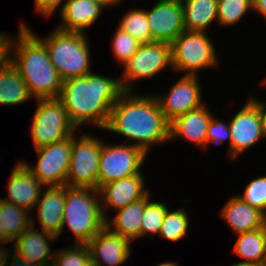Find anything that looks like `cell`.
<instances>
[{"label": "cell", "mask_w": 266, "mask_h": 266, "mask_svg": "<svg viewBox=\"0 0 266 266\" xmlns=\"http://www.w3.org/2000/svg\"><path fill=\"white\" fill-rule=\"evenodd\" d=\"M156 266H179L178 263L176 262H173V261H167V262H162V263H159L158 265Z\"/></svg>", "instance_id": "bcb514c9"}, {"label": "cell", "mask_w": 266, "mask_h": 266, "mask_svg": "<svg viewBox=\"0 0 266 266\" xmlns=\"http://www.w3.org/2000/svg\"><path fill=\"white\" fill-rule=\"evenodd\" d=\"M36 109L30 123L35 149L62 141L76 133L78 128L69 118L59 98L36 99Z\"/></svg>", "instance_id": "52a82bcc"}, {"label": "cell", "mask_w": 266, "mask_h": 266, "mask_svg": "<svg viewBox=\"0 0 266 266\" xmlns=\"http://www.w3.org/2000/svg\"><path fill=\"white\" fill-rule=\"evenodd\" d=\"M124 91L110 111L103 130L126 137L147 154L154 145L170 142V122L165 118L154 95ZM131 140V141H130Z\"/></svg>", "instance_id": "6da1fadb"}, {"label": "cell", "mask_w": 266, "mask_h": 266, "mask_svg": "<svg viewBox=\"0 0 266 266\" xmlns=\"http://www.w3.org/2000/svg\"><path fill=\"white\" fill-rule=\"evenodd\" d=\"M242 194H237L244 202L263 211L266 209V176L252 179L244 188Z\"/></svg>", "instance_id": "836d02e7"}, {"label": "cell", "mask_w": 266, "mask_h": 266, "mask_svg": "<svg viewBox=\"0 0 266 266\" xmlns=\"http://www.w3.org/2000/svg\"><path fill=\"white\" fill-rule=\"evenodd\" d=\"M106 8L95 0H65L59 9L61 24L56 28L68 32L86 33Z\"/></svg>", "instance_id": "d6986e66"}, {"label": "cell", "mask_w": 266, "mask_h": 266, "mask_svg": "<svg viewBox=\"0 0 266 266\" xmlns=\"http://www.w3.org/2000/svg\"><path fill=\"white\" fill-rule=\"evenodd\" d=\"M260 230L266 237V209L261 212Z\"/></svg>", "instance_id": "7bdbcfd3"}, {"label": "cell", "mask_w": 266, "mask_h": 266, "mask_svg": "<svg viewBox=\"0 0 266 266\" xmlns=\"http://www.w3.org/2000/svg\"><path fill=\"white\" fill-rule=\"evenodd\" d=\"M72 135L54 144L34 149L37 162L20 160L45 187L64 186L70 164Z\"/></svg>", "instance_id": "8fae6325"}, {"label": "cell", "mask_w": 266, "mask_h": 266, "mask_svg": "<svg viewBox=\"0 0 266 266\" xmlns=\"http://www.w3.org/2000/svg\"><path fill=\"white\" fill-rule=\"evenodd\" d=\"M32 100L28 86L18 70L8 60L0 68V105L16 106Z\"/></svg>", "instance_id": "cb8c5ba5"}, {"label": "cell", "mask_w": 266, "mask_h": 266, "mask_svg": "<svg viewBox=\"0 0 266 266\" xmlns=\"http://www.w3.org/2000/svg\"><path fill=\"white\" fill-rule=\"evenodd\" d=\"M144 177L143 174H134L104 184L98 189L100 193L101 210L105 220L109 218L107 211L111 210V208L117 211L128 204L145 198L150 193V190L145 186L146 182Z\"/></svg>", "instance_id": "9a60e30c"}, {"label": "cell", "mask_w": 266, "mask_h": 266, "mask_svg": "<svg viewBox=\"0 0 266 266\" xmlns=\"http://www.w3.org/2000/svg\"><path fill=\"white\" fill-rule=\"evenodd\" d=\"M122 67L119 79L123 90L136 91V81L158 76L167 67L172 70L171 44L156 41L141 44Z\"/></svg>", "instance_id": "ba28073f"}, {"label": "cell", "mask_w": 266, "mask_h": 266, "mask_svg": "<svg viewBox=\"0 0 266 266\" xmlns=\"http://www.w3.org/2000/svg\"><path fill=\"white\" fill-rule=\"evenodd\" d=\"M11 34L0 32V68L9 60V43Z\"/></svg>", "instance_id": "8d00e7d4"}, {"label": "cell", "mask_w": 266, "mask_h": 266, "mask_svg": "<svg viewBox=\"0 0 266 266\" xmlns=\"http://www.w3.org/2000/svg\"><path fill=\"white\" fill-rule=\"evenodd\" d=\"M31 213L0 198V221L7 238L13 243L31 227Z\"/></svg>", "instance_id": "4316f807"}, {"label": "cell", "mask_w": 266, "mask_h": 266, "mask_svg": "<svg viewBox=\"0 0 266 266\" xmlns=\"http://www.w3.org/2000/svg\"><path fill=\"white\" fill-rule=\"evenodd\" d=\"M226 140L229 141L228 147V158L230 159V141L231 133L229 129V123L222 122L217 116H213L207 129L206 136V149L210 147L209 145L216 144L222 145Z\"/></svg>", "instance_id": "e575fe53"}, {"label": "cell", "mask_w": 266, "mask_h": 266, "mask_svg": "<svg viewBox=\"0 0 266 266\" xmlns=\"http://www.w3.org/2000/svg\"><path fill=\"white\" fill-rule=\"evenodd\" d=\"M66 197V185L45 187L34 209L40 230L51 233L57 238L63 222V208Z\"/></svg>", "instance_id": "44dd1931"}, {"label": "cell", "mask_w": 266, "mask_h": 266, "mask_svg": "<svg viewBox=\"0 0 266 266\" xmlns=\"http://www.w3.org/2000/svg\"><path fill=\"white\" fill-rule=\"evenodd\" d=\"M4 226L2 225L0 221V243L6 244V243H12L6 236L5 231H4Z\"/></svg>", "instance_id": "ee69618b"}, {"label": "cell", "mask_w": 266, "mask_h": 266, "mask_svg": "<svg viewBox=\"0 0 266 266\" xmlns=\"http://www.w3.org/2000/svg\"><path fill=\"white\" fill-rule=\"evenodd\" d=\"M34 222L35 220L31 218V227L12 243L11 249L29 262L45 266L53 262L54 251L50 243L57 237L43 230L34 229L36 228Z\"/></svg>", "instance_id": "ffe728a7"}, {"label": "cell", "mask_w": 266, "mask_h": 266, "mask_svg": "<svg viewBox=\"0 0 266 266\" xmlns=\"http://www.w3.org/2000/svg\"><path fill=\"white\" fill-rule=\"evenodd\" d=\"M253 11L252 0H217L218 25L232 27Z\"/></svg>", "instance_id": "f546056e"}, {"label": "cell", "mask_w": 266, "mask_h": 266, "mask_svg": "<svg viewBox=\"0 0 266 266\" xmlns=\"http://www.w3.org/2000/svg\"><path fill=\"white\" fill-rule=\"evenodd\" d=\"M10 172L7 186V197L1 198L18 207L26 209L30 213L40 199L45 186L27 169L20 161L16 163ZM43 188V189H42Z\"/></svg>", "instance_id": "e0dca14e"}, {"label": "cell", "mask_w": 266, "mask_h": 266, "mask_svg": "<svg viewBox=\"0 0 266 266\" xmlns=\"http://www.w3.org/2000/svg\"><path fill=\"white\" fill-rule=\"evenodd\" d=\"M72 135L70 164L66 185L70 187H91L98 190L99 159L103 139L83 132Z\"/></svg>", "instance_id": "9c48e42d"}, {"label": "cell", "mask_w": 266, "mask_h": 266, "mask_svg": "<svg viewBox=\"0 0 266 266\" xmlns=\"http://www.w3.org/2000/svg\"><path fill=\"white\" fill-rule=\"evenodd\" d=\"M85 266H97L91 259L85 264Z\"/></svg>", "instance_id": "7dc6e473"}, {"label": "cell", "mask_w": 266, "mask_h": 266, "mask_svg": "<svg viewBox=\"0 0 266 266\" xmlns=\"http://www.w3.org/2000/svg\"><path fill=\"white\" fill-rule=\"evenodd\" d=\"M63 222L75 236L73 244H87L105 227V218L101 210L99 190L91 187H70L66 185V197L63 208Z\"/></svg>", "instance_id": "277c9868"}, {"label": "cell", "mask_w": 266, "mask_h": 266, "mask_svg": "<svg viewBox=\"0 0 266 266\" xmlns=\"http://www.w3.org/2000/svg\"><path fill=\"white\" fill-rule=\"evenodd\" d=\"M246 100L229 121L230 161L236 160L250 147L265 139L260 111L249 98Z\"/></svg>", "instance_id": "7c38bea8"}, {"label": "cell", "mask_w": 266, "mask_h": 266, "mask_svg": "<svg viewBox=\"0 0 266 266\" xmlns=\"http://www.w3.org/2000/svg\"><path fill=\"white\" fill-rule=\"evenodd\" d=\"M220 213L235 234L260 228L261 211L244 202L237 194L228 199Z\"/></svg>", "instance_id": "7402d4cb"}, {"label": "cell", "mask_w": 266, "mask_h": 266, "mask_svg": "<svg viewBox=\"0 0 266 266\" xmlns=\"http://www.w3.org/2000/svg\"><path fill=\"white\" fill-rule=\"evenodd\" d=\"M181 4L186 31L206 32L218 22L217 0H181Z\"/></svg>", "instance_id": "d4e9b609"}, {"label": "cell", "mask_w": 266, "mask_h": 266, "mask_svg": "<svg viewBox=\"0 0 266 266\" xmlns=\"http://www.w3.org/2000/svg\"><path fill=\"white\" fill-rule=\"evenodd\" d=\"M249 99L258 107L261 117H262V124H263V131L264 136L266 138V100H259L256 96H249Z\"/></svg>", "instance_id": "f35d334b"}, {"label": "cell", "mask_w": 266, "mask_h": 266, "mask_svg": "<svg viewBox=\"0 0 266 266\" xmlns=\"http://www.w3.org/2000/svg\"><path fill=\"white\" fill-rule=\"evenodd\" d=\"M0 243V266H6L12 251Z\"/></svg>", "instance_id": "60d3db41"}, {"label": "cell", "mask_w": 266, "mask_h": 266, "mask_svg": "<svg viewBox=\"0 0 266 266\" xmlns=\"http://www.w3.org/2000/svg\"><path fill=\"white\" fill-rule=\"evenodd\" d=\"M90 259L87 244H74L70 248L54 252L52 264L54 266H85Z\"/></svg>", "instance_id": "d6a6232c"}, {"label": "cell", "mask_w": 266, "mask_h": 266, "mask_svg": "<svg viewBox=\"0 0 266 266\" xmlns=\"http://www.w3.org/2000/svg\"><path fill=\"white\" fill-rule=\"evenodd\" d=\"M169 208L163 201L151 200V198L145 203L140 239L146 235L152 238L154 235L157 236L159 234L165 214Z\"/></svg>", "instance_id": "4dcf8cb0"}, {"label": "cell", "mask_w": 266, "mask_h": 266, "mask_svg": "<svg viewBox=\"0 0 266 266\" xmlns=\"http://www.w3.org/2000/svg\"><path fill=\"white\" fill-rule=\"evenodd\" d=\"M172 71L196 75L220 65L214 41L207 32L184 31L171 43Z\"/></svg>", "instance_id": "8992f818"}, {"label": "cell", "mask_w": 266, "mask_h": 266, "mask_svg": "<svg viewBox=\"0 0 266 266\" xmlns=\"http://www.w3.org/2000/svg\"><path fill=\"white\" fill-rule=\"evenodd\" d=\"M131 242L104 227L88 243L90 258L97 266H121L132 254Z\"/></svg>", "instance_id": "2e32d148"}, {"label": "cell", "mask_w": 266, "mask_h": 266, "mask_svg": "<svg viewBox=\"0 0 266 266\" xmlns=\"http://www.w3.org/2000/svg\"><path fill=\"white\" fill-rule=\"evenodd\" d=\"M65 0H34V9L46 18L54 15L55 11L63 5ZM53 14V15H52Z\"/></svg>", "instance_id": "d590c367"}, {"label": "cell", "mask_w": 266, "mask_h": 266, "mask_svg": "<svg viewBox=\"0 0 266 266\" xmlns=\"http://www.w3.org/2000/svg\"><path fill=\"white\" fill-rule=\"evenodd\" d=\"M146 16L152 42L171 44L186 31L181 0H157L153 7L146 9Z\"/></svg>", "instance_id": "5bb4252c"}, {"label": "cell", "mask_w": 266, "mask_h": 266, "mask_svg": "<svg viewBox=\"0 0 266 266\" xmlns=\"http://www.w3.org/2000/svg\"><path fill=\"white\" fill-rule=\"evenodd\" d=\"M213 116L206 103L178 116L170 122V141L184 139L205 150L207 129Z\"/></svg>", "instance_id": "ac0fdd59"}, {"label": "cell", "mask_w": 266, "mask_h": 266, "mask_svg": "<svg viewBox=\"0 0 266 266\" xmlns=\"http://www.w3.org/2000/svg\"><path fill=\"white\" fill-rule=\"evenodd\" d=\"M7 266H44V265H39L36 263L29 262L28 260L22 258L12 250L7 262Z\"/></svg>", "instance_id": "74e56055"}, {"label": "cell", "mask_w": 266, "mask_h": 266, "mask_svg": "<svg viewBox=\"0 0 266 266\" xmlns=\"http://www.w3.org/2000/svg\"><path fill=\"white\" fill-rule=\"evenodd\" d=\"M150 198L151 195L149 193L145 198L117 210L113 219L108 218L105 220V226L134 243L133 241L140 238L145 203Z\"/></svg>", "instance_id": "603a6c76"}, {"label": "cell", "mask_w": 266, "mask_h": 266, "mask_svg": "<svg viewBox=\"0 0 266 266\" xmlns=\"http://www.w3.org/2000/svg\"><path fill=\"white\" fill-rule=\"evenodd\" d=\"M111 40V50L119 65H124L142 44L119 26Z\"/></svg>", "instance_id": "1f68e13d"}, {"label": "cell", "mask_w": 266, "mask_h": 266, "mask_svg": "<svg viewBox=\"0 0 266 266\" xmlns=\"http://www.w3.org/2000/svg\"><path fill=\"white\" fill-rule=\"evenodd\" d=\"M230 266H266V262H264V263H242V262H237V263H234V264H232Z\"/></svg>", "instance_id": "f6af8a7d"}, {"label": "cell", "mask_w": 266, "mask_h": 266, "mask_svg": "<svg viewBox=\"0 0 266 266\" xmlns=\"http://www.w3.org/2000/svg\"><path fill=\"white\" fill-rule=\"evenodd\" d=\"M96 2L100 3L103 7H105L106 9H108L109 7H117L119 6L118 4H120L123 0H95Z\"/></svg>", "instance_id": "b9f144b4"}, {"label": "cell", "mask_w": 266, "mask_h": 266, "mask_svg": "<svg viewBox=\"0 0 266 266\" xmlns=\"http://www.w3.org/2000/svg\"><path fill=\"white\" fill-rule=\"evenodd\" d=\"M238 237L233 253L242 258V263H264L266 262V237L260 228L236 234Z\"/></svg>", "instance_id": "484cf974"}, {"label": "cell", "mask_w": 266, "mask_h": 266, "mask_svg": "<svg viewBox=\"0 0 266 266\" xmlns=\"http://www.w3.org/2000/svg\"><path fill=\"white\" fill-rule=\"evenodd\" d=\"M17 33L10 37L9 61L27 84L30 95L35 100L59 98L63 81L45 44L23 21Z\"/></svg>", "instance_id": "3957f363"}, {"label": "cell", "mask_w": 266, "mask_h": 266, "mask_svg": "<svg viewBox=\"0 0 266 266\" xmlns=\"http://www.w3.org/2000/svg\"><path fill=\"white\" fill-rule=\"evenodd\" d=\"M189 216L186 209L178 208L175 211L167 210L161 225L159 236L165 241L178 242L186 237L189 230Z\"/></svg>", "instance_id": "83f0119b"}, {"label": "cell", "mask_w": 266, "mask_h": 266, "mask_svg": "<svg viewBox=\"0 0 266 266\" xmlns=\"http://www.w3.org/2000/svg\"><path fill=\"white\" fill-rule=\"evenodd\" d=\"M129 10L122 15L118 26L142 44L152 42V34L147 21L146 9L132 8V10Z\"/></svg>", "instance_id": "f1b7e54d"}, {"label": "cell", "mask_w": 266, "mask_h": 266, "mask_svg": "<svg viewBox=\"0 0 266 266\" xmlns=\"http://www.w3.org/2000/svg\"><path fill=\"white\" fill-rule=\"evenodd\" d=\"M199 76L184 75L178 79L167 91L166 95H156V99L165 118L172 122L180 115L201 107L203 92L199 82Z\"/></svg>", "instance_id": "4fadbf2b"}, {"label": "cell", "mask_w": 266, "mask_h": 266, "mask_svg": "<svg viewBox=\"0 0 266 266\" xmlns=\"http://www.w3.org/2000/svg\"><path fill=\"white\" fill-rule=\"evenodd\" d=\"M253 10L266 20V0H252Z\"/></svg>", "instance_id": "ab89813d"}, {"label": "cell", "mask_w": 266, "mask_h": 266, "mask_svg": "<svg viewBox=\"0 0 266 266\" xmlns=\"http://www.w3.org/2000/svg\"><path fill=\"white\" fill-rule=\"evenodd\" d=\"M147 158V153L135 146L126 143L103 142L98 171V189L110 182L142 174L141 167Z\"/></svg>", "instance_id": "30bf717a"}, {"label": "cell", "mask_w": 266, "mask_h": 266, "mask_svg": "<svg viewBox=\"0 0 266 266\" xmlns=\"http://www.w3.org/2000/svg\"><path fill=\"white\" fill-rule=\"evenodd\" d=\"M123 92L119 77L114 79L92 71L63 81L59 99L77 128L90 124L101 130Z\"/></svg>", "instance_id": "7a4b0ae2"}, {"label": "cell", "mask_w": 266, "mask_h": 266, "mask_svg": "<svg viewBox=\"0 0 266 266\" xmlns=\"http://www.w3.org/2000/svg\"><path fill=\"white\" fill-rule=\"evenodd\" d=\"M28 28L45 44L62 81L92 72L91 47L86 34L55 27L48 36L42 38L31 27Z\"/></svg>", "instance_id": "5b68a950"}]
</instances>
